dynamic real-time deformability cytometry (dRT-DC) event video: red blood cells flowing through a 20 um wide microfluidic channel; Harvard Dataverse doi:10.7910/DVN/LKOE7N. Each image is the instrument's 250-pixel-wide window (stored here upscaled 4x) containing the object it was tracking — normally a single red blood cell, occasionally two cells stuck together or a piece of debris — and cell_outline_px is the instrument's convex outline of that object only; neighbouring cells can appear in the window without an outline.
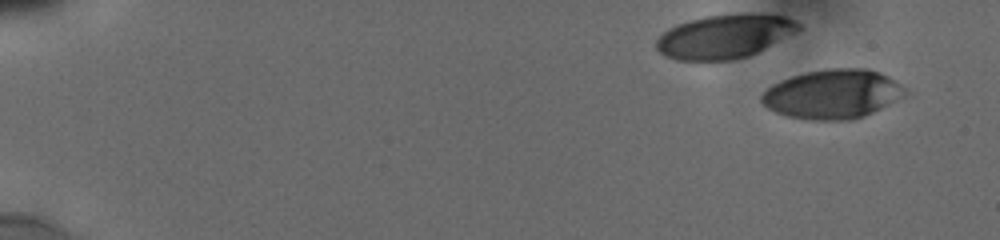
{"species": "human", "species_latin": "Homo sapiens", "temperature_condition": "cold", "stored_images_in_passage": 65, "camera_frame_rate_fps": 3000, "um_per_image_px": 0.085, "donor": {"sex": "male"}, "frame": {"image": 1, "passage_image": 4, "time_ms": 1.0, "image_size_px": [1000, 240], "cell_outline_px": [[904, 92], [888, 104], [864, 116], [852, 120], [808, 120], [788, 116], [776, 112], [768, 108], [760, 100], [760, 96], [772, 84], [780, 80], [804, 72], [828, 68], [868, 68], [880, 72], [888, 76], [900, 84], [904, 88]], "centroid_in_image_um": [70.71, 7.99], "position_along_channel_um": 14.3, "area_um2": 40.81}}
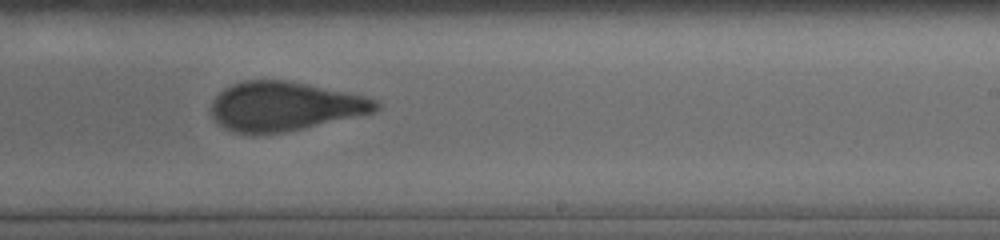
{"frame": {"image": 2, "passage_image": 43, "time_ms": 12.0, "image_size_px": [1000, 240], "cell_outline_px": [[380, 108], [372, 112], [304, 128], [284, 132], [256, 136], [252, 136], [236, 132], [224, 128], [212, 116], [212, 100], [224, 88], [232, 84], [244, 80], [284, 80], [308, 84], [364, 96], [376, 100], [380, 104]], "centroid_in_image_um": [24.14, 9.05], "position_along_channel_um": 264.9, "area_um2": 47.05}}
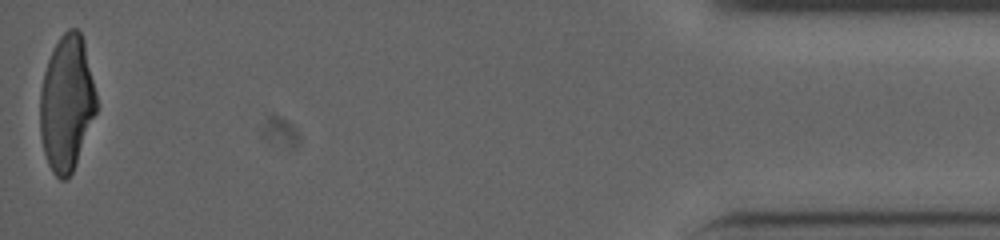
{"frame": {"image": 3, "passage_image": 65, "time_ms": 18.333, "image_size_px": [1000, 240], "cell_outline_px": [[96, 112], [72, 172], [64, 180], [60, 180], [52, 172], [48, 164], [44, 152], [40, 136], [40, 92], [44, 72], [48, 60], [60, 36], [68, 28], [76, 28], [80, 32], [84, 40], [96, 92]], "centroid_in_image_um": [5.66, 8.76], "position_along_channel_um": 429.5, "area_um2": 44.22}, "authors_computed_cell_mechanics": {"area_um2": 46.0088, "velocity_mm_per_s": 3.8277, "shape_relaxation_time_tau1_ms": 5.3079, "shape_relaxation_time_tau2_ms": 1.5455, "deformation_change_tau1": 0.2046, "deformation_change_tau2": 0.0959}}